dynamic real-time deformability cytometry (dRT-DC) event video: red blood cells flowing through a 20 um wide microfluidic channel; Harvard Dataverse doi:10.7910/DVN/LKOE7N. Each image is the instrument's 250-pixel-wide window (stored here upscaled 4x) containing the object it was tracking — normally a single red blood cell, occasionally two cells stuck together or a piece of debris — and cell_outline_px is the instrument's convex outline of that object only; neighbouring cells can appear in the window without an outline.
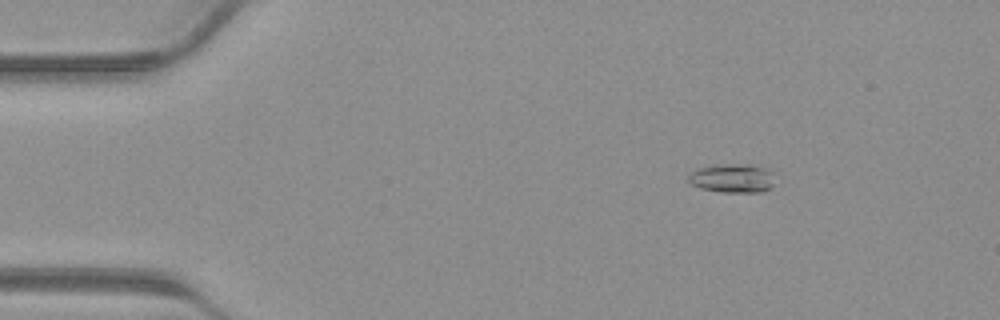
{"species": "common noctule bat (a hibernating species)", "species_latin": "Nyctalus noctula", "temperature_condition": "warm", "stored_images_in_passage": 40, "camera_frame_rate_fps": 3000, "um_per_image_px": 0.085, "animal": {"sex": "male", "body_mass_g": 23.1, "forearm_length_mm": 52.7}, "frame": {"image": 1, "passage_image": 6, "time_ms": 1.667, "image_size_px": [1000, 320], "cell_outline_px": [[772, 184], [768, 188], [760, 192], [720, 192], [700, 188], [692, 184], [688, 180], [688, 176], [696, 168], [716, 164], [748, 164], [768, 168]], "centroid_in_image_um": [62.18, 15.14], "position_along_channel_um": 22.8, "area_um2": 14.39}}
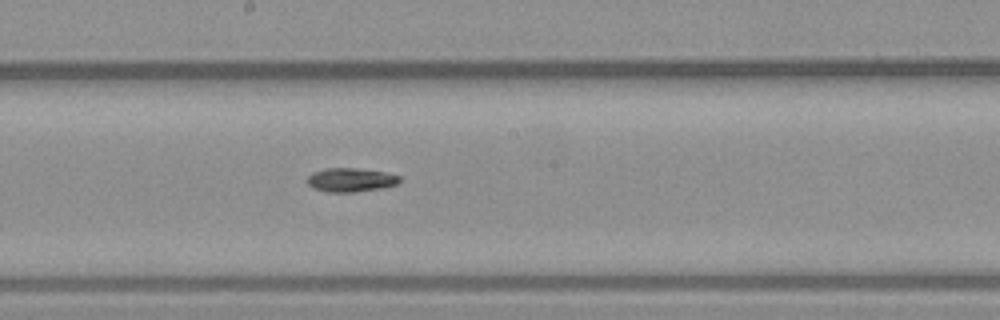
{"frame": {"image": 2, "passage_image": 22, "time_ms": 7.0, "image_size_px": [1000, 320], "cell_outline_px": [[400, 180], [396, 184], [384, 188], [356, 192], [328, 192], [312, 188], [304, 180], [312, 172], [324, 168], [356, 168], [384, 172], [400, 176]], "centroid_in_image_um": [29.76, 15.29], "position_along_channel_um": 218.4, "area_um2": 13.01}}
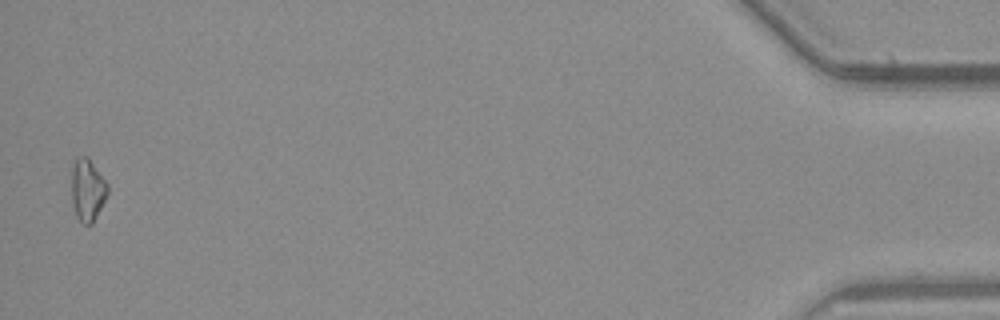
{"frame": {"image": 3, "passage_image": 40, "time_ms": 13.0, "image_size_px": [1000, 320], "cell_outline_px": [[108, 196], [92, 224], [84, 224], [76, 216], [72, 200], [72, 168], [76, 160], [80, 156], [88, 156], [108, 184]], "centroid_in_image_um": [7.46, 16.15], "position_along_channel_um": 427.7, "area_um2": 13.06}}